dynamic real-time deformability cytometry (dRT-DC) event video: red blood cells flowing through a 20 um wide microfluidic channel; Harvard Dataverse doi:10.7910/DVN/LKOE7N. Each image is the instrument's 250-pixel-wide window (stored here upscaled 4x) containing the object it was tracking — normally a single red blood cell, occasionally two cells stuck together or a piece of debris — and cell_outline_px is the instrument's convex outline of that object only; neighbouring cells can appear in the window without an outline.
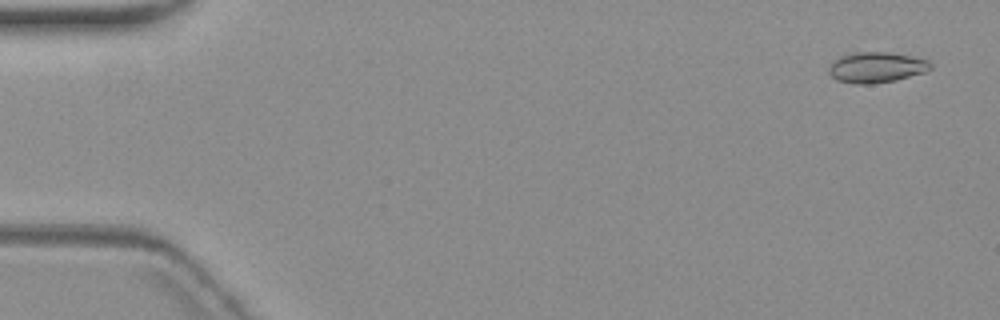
{"species": "common noctule bat (a hibernating species)", "species_latin": "Nyctalus noctula", "temperature_condition": "warm", "stored_images_in_passage": 5, "camera_frame_rate_fps": 3000, "um_per_image_px": 0.085, "animal": {"sex": "female", "body_mass_g": 19.3, "forearm_length_mm": 54.1}, "frame": {"image": 1, "passage_image": 1, "time_ms": 0.0, "image_size_px": [1000, 320], "cell_outline_px": [[932, 68], [924, 72], [896, 80], [872, 84], [856, 84], [836, 80], [828, 72], [828, 68], [840, 56], [852, 52], [892, 52], [928, 60], [932, 64]], "centroid_in_image_um": [74.49, 5.72], "position_along_channel_um": 10.5, "area_um2": 18.15}}
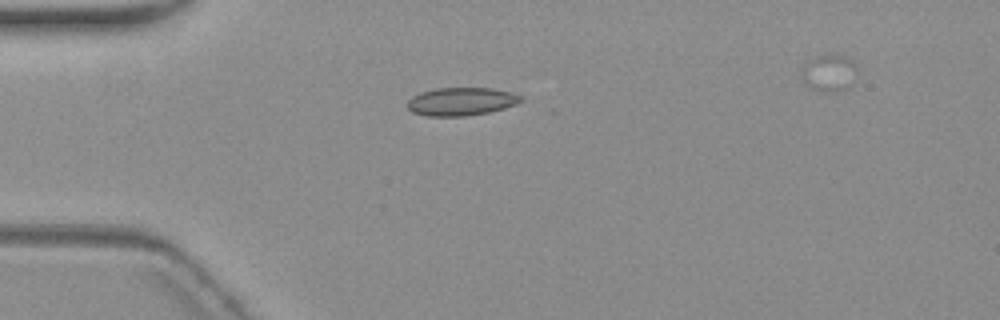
{"frame": {"image": 2, "passage_image": 4, "time_ms": 4.333, "image_size_px": [1000, 320], "cell_outline_px": [[524, 100], [516, 104], [504, 108], [488, 112], [464, 116], [428, 116], [412, 112], [408, 108], [408, 100], [412, 96], [420, 92], [432, 88], [492, 88], [508, 92], [520, 96]], "centroid_in_image_um": [39.17, 8.62], "position_along_channel_um": 45.8, "area_um2": 18.5}}